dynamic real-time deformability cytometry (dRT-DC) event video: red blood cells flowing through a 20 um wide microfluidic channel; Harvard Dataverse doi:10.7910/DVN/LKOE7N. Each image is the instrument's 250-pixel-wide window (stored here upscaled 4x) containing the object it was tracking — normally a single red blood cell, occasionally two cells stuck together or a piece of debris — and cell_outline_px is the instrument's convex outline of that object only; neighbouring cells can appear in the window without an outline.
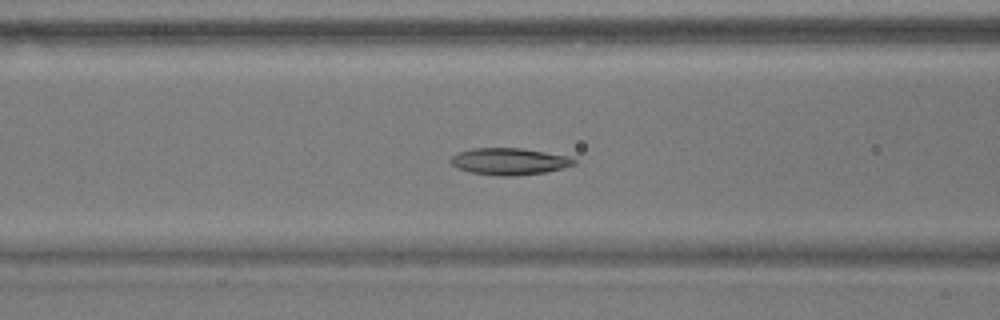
{"species": "common noctule bat (a hibernating species)", "species_latin": "Nyctalus noctula", "temperature_condition": "warm", "stored_images_in_passage": 55, "camera_frame_rate_fps": 3000, "um_per_image_px": 0.085, "animal": {"sex": "male", "body_mass_g": 17.9}, "frame": {"image": 1, "passage_image": 21, "time_ms": 6.667, "image_size_px": [1000, 320], "cell_outline_px": [[576, 164], [544, 172], [516, 176], [496, 176], [472, 172], [456, 168], [452, 164], [452, 156], [456, 152], [472, 148], [520, 148], [568, 156], [576, 160]], "centroid_in_image_um": [43.26, 13.72], "position_along_channel_um": 123.3, "area_um2": 19.13}}
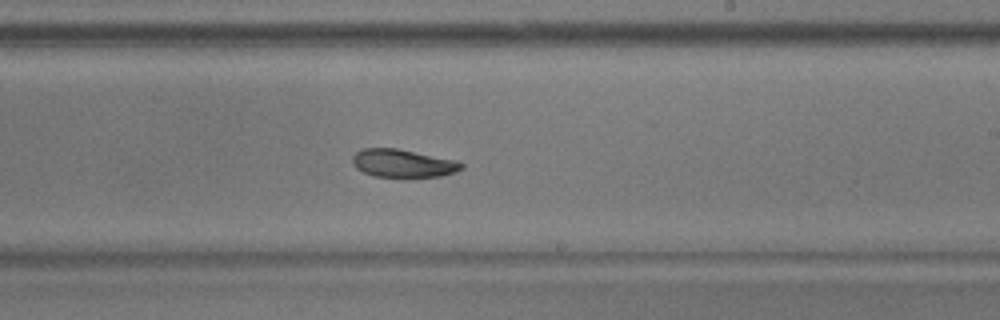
{"frame": {"image": 2, "passage_image": 32, "time_ms": 10.333, "image_size_px": [1000, 320], "cell_outline_px": [[464, 168], [456, 172], [440, 176], [372, 176], [356, 168], [352, 164], [352, 156], [356, 152], [364, 148], [396, 148], [456, 160], [464, 164]], "centroid_in_image_um": [34.24, 13.87], "position_along_channel_um": 254.8, "area_um2": 17.63}}
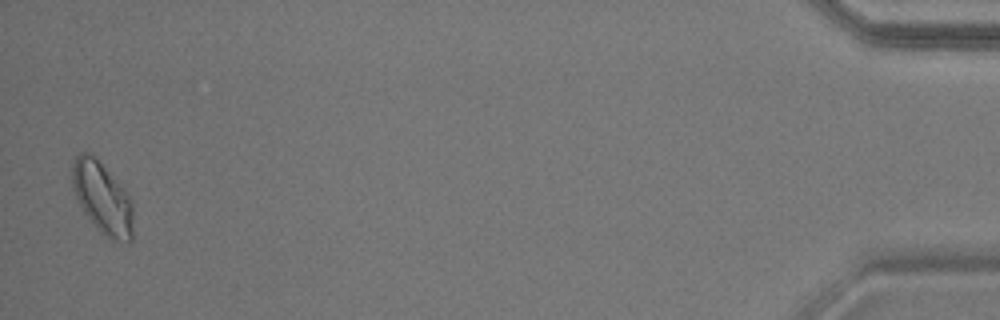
{"frame": {"image": 3, "passage_image": 54, "time_ms": 17.667, "image_size_px": [1000, 320], "cell_outline_px": [[132, 240], [128, 244], [112, 240], [100, 232], [92, 224], [84, 212], [72, 188], [72, 164], [76, 156], [80, 152], [88, 152], [128, 192], [132, 204]], "centroid_in_image_um": [8.71, 16.88], "position_along_channel_um": 426.5, "area_um2": 25.26}, "authors_computed_cell_mechanics": {"area_um2": 19.5942, "velocity_mm_per_s": 3.5869, "shape_relaxation_time_tau1_ms": 3.5449, "shape_relaxation_time_tau2_ms": 8.6093, "deformation_change_tau1": 0.1157, "deformation_change_tau2": 0.1158}}